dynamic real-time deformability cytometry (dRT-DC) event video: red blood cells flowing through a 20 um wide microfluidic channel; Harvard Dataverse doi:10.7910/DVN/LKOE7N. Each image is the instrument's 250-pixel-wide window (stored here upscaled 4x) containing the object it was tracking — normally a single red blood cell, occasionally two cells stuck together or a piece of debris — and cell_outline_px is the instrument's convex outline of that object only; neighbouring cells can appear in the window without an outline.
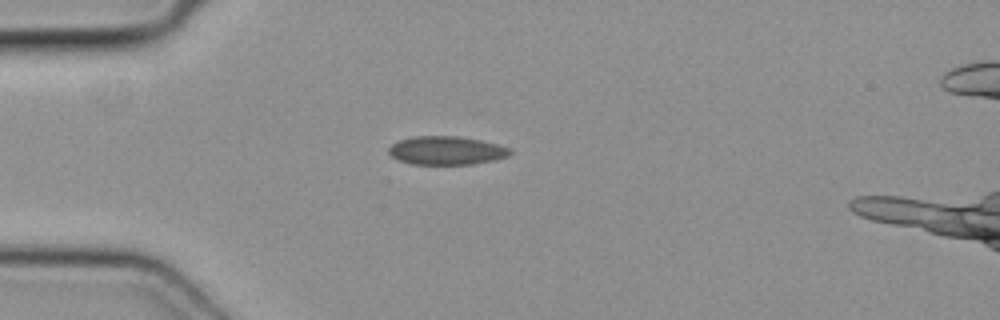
{"species": "common noctule bat (a hibernating species)", "species_latin": "Nyctalus noctula", "temperature_condition": "cold", "stored_images_in_passage": 1, "camera_frame_rate_fps": 3000, "um_per_image_px": 0.085, "animal": {"sex": "female", "body_mass_g": 19.3, "forearm_length_mm": 54.1}, "frame": {"image": 1, "passage_image": 1, "time_ms": 0.0, "image_size_px": [1000, 320], "cell_outline_px": [[512, 152], [508, 156], [492, 160], [472, 164], [412, 164], [400, 160], [392, 156], [388, 152], [388, 148], [392, 144], [400, 140], [412, 136], [460, 136], [480, 140], [512, 148]], "centroid_in_image_um": [37.95, 12.78], "position_along_channel_um": 47.1, "area_um2": 20.06}}